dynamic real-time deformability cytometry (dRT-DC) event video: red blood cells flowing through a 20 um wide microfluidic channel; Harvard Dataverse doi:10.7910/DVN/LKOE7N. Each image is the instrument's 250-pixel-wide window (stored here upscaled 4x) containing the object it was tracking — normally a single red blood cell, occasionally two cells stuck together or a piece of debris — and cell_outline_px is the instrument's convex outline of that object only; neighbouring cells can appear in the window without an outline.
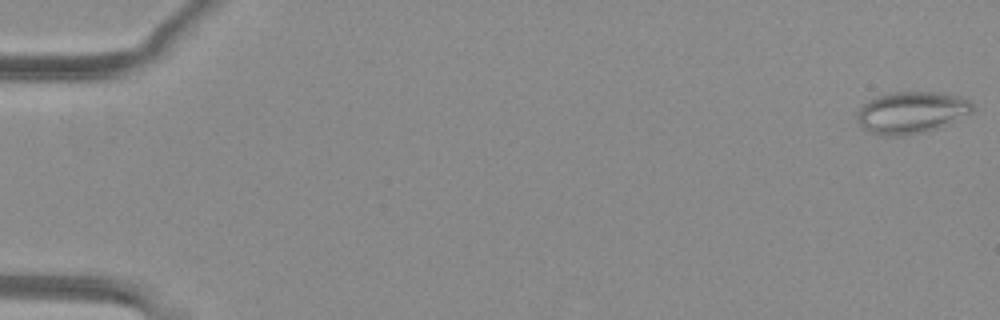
{"species": "common noctule bat (a hibernating species)", "species_latin": "Nyctalus noctula", "temperature_condition": "warm", "stored_images_in_passage": 24, "camera_frame_rate_fps": 3000, "um_per_image_px": 0.085, "animal": {"sex": "female", "body_mass_g": 29.2, "forearm_length_mm": 56.3}, "frame": {"image": 1, "passage_image": 1, "time_ms": 0.0, "image_size_px": [1000, 320], "cell_outline_px": [[972, 112], [940, 128], [924, 132], [904, 136], [880, 136], [868, 132], [856, 120], [856, 112], [864, 104], [880, 96], [892, 92], [944, 92], [960, 96], [968, 100], [972, 104]], "centroid_in_image_um": [77.47, 9.58], "position_along_channel_um": 7.5, "area_um2": 28.26}}